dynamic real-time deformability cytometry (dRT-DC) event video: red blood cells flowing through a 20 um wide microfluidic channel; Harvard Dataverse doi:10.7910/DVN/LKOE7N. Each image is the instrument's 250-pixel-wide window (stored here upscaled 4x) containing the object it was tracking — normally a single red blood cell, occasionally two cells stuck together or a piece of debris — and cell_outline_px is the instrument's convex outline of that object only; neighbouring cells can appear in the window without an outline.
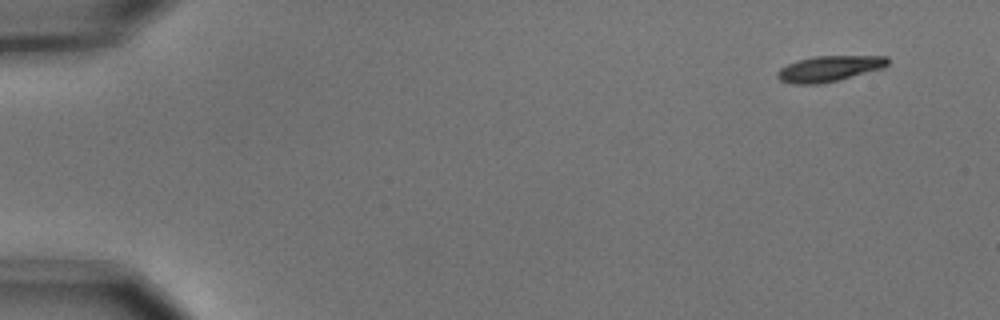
{"species": "common noctule bat (a hibernating species)", "species_latin": "Nyctalus noctula", "temperature_condition": "cold", "stored_images_in_passage": 4, "camera_frame_rate_fps": 3000, "um_per_image_px": 0.085, "animal": {"sex": "male", "body_mass_g": 15.6}, "frame": {"image": 1, "passage_image": 1, "time_ms": 0.0, "image_size_px": [1000, 320], "cell_outline_px": [[888, 64], [884, 68], [820, 84], [792, 84], [780, 80], [776, 76], [776, 72], [780, 68], [788, 64], [812, 56], [888, 56]], "centroid_in_image_um": [70.47, 5.83], "position_along_channel_um": 14.5, "area_um2": 16.42}}